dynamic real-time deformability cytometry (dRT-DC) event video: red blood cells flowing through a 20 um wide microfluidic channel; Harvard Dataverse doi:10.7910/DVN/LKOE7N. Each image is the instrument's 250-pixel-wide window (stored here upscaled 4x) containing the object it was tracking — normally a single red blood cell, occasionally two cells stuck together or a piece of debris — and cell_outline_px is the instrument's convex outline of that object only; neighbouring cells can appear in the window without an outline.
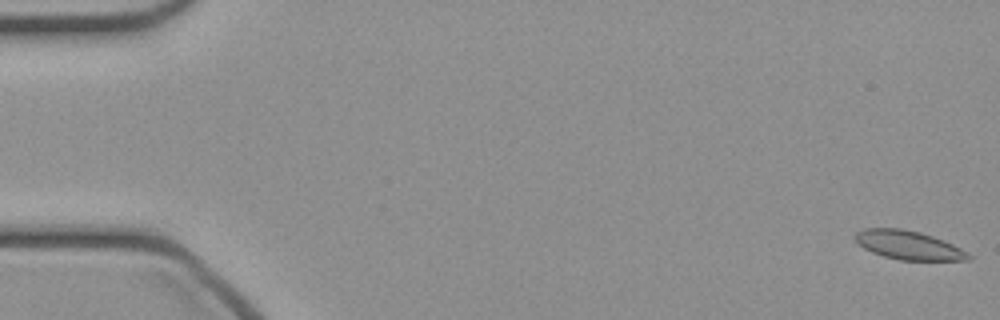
{"species": "common noctule bat (a hibernating species)", "species_latin": "Nyctalus noctula", "temperature_condition": "cold", "stored_images_in_passage": 48, "camera_frame_rate_fps": 3000, "um_per_image_px": 0.085, "animal": {"sex": "female", "body_mass_g": 21.9}, "frame": {"image": 1, "passage_image": 1, "time_ms": 0.0, "image_size_px": [1000, 320], "cell_outline_px": [[972, 260], [900, 260], [884, 256], [872, 252], [864, 248], [852, 236], [856, 232], [864, 228], [900, 228], [920, 232], [932, 236], [952, 244], [968, 252], [972, 256]], "centroid_in_image_um": [77.22, 20.83], "position_along_channel_um": 7.8, "area_um2": 18.96}}
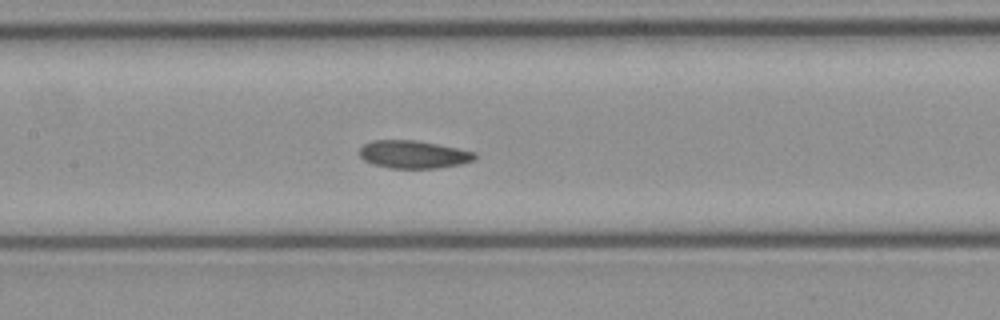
{"frame": {"image": 2, "passage_image": 23, "time_ms": 7.333, "image_size_px": [1000, 320], "cell_outline_px": [[476, 160], [460, 164], [436, 168], [392, 168], [372, 164], [364, 160], [360, 156], [360, 148], [364, 144], [372, 140], [416, 140], [476, 152]], "centroid_in_image_um": [35.14, 13.12], "position_along_channel_um": 172.3, "area_um2": 18.61}}
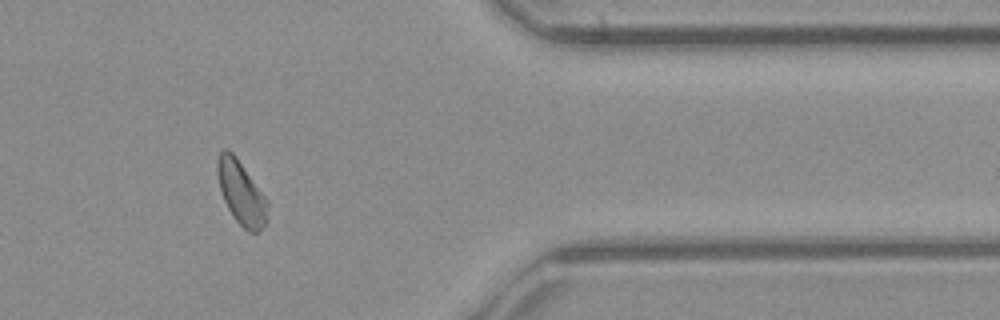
{"frame": {"image": 3, "passage_image": 40, "time_ms": 13.0, "image_size_px": [1000, 320], "cell_outline_px": [[268, 220], [256, 232], [248, 232], [232, 216], [224, 200], [220, 188], [216, 172], [216, 164], [220, 152], [224, 148], [228, 148], [236, 156], [268, 200]], "centroid_in_image_um": [20.5, 16.37], "position_along_channel_um": 390.9, "area_um2": 18.61}}